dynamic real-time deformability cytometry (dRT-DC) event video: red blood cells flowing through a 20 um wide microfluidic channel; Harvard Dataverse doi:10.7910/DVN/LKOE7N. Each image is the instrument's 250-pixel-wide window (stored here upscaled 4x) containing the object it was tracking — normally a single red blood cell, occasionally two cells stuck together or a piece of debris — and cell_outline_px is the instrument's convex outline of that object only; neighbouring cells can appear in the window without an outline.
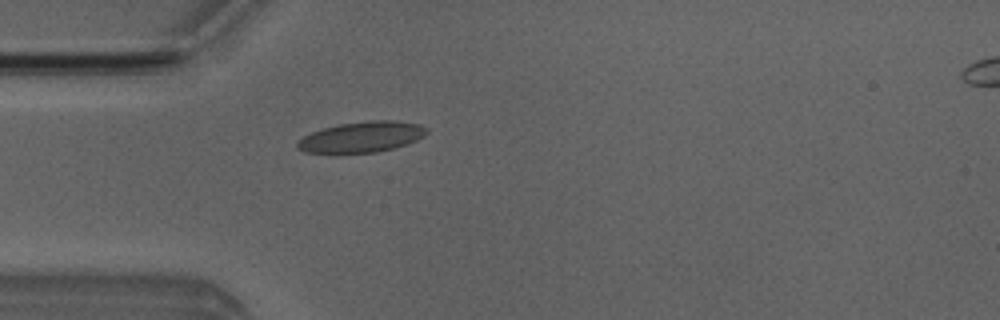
{"species": "Egyptian fruit bat (a non-hibernating species)", "species_latin": "Rousettus aegyptiacus", "temperature_condition": "room temperature", "stored_images_in_passage": 4, "camera_frame_rate_fps": 3000, "um_per_image_px": 0.085, "animal": {"sex": "male"}, "frame": {"image": 1, "passage_image": 4, "time_ms": 3.667, "image_size_px": [1000, 320], "cell_outline_px": [[428, 132], [424, 136], [408, 144], [396, 148], [376, 152], [304, 152], [296, 148], [296, 144], [304, 136], [312, 132], [324, 128], [340, 124], [368, 120], [396, 120], [420, 124], [428, 128]], "centroid_in_image_um": [30.81, 11.63], "position_along_channel_um": 54.2, "area_um2": 23.06}}